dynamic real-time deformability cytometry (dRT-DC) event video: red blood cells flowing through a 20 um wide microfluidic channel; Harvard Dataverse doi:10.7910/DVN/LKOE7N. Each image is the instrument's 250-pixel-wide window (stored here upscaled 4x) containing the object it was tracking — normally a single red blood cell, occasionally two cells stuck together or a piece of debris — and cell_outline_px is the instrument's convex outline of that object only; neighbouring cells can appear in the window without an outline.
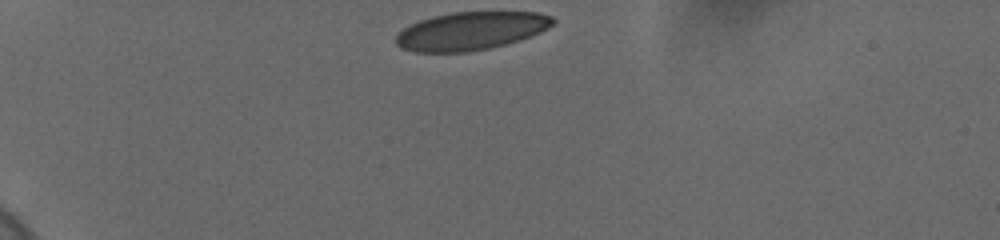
{"species": "human", "species_latin": "Homo sapiens", "temperature_condition": "cold", "stored_images_in_passage": 35, "camera_frame_rate_fps": 3000, "um_per_image_px": 0.085, "donor": {"sex": "female"}, "frame": {"image": 1, "passage_image": 1, "time_ms": 0.0, "image_size_px": [1000, 240], "cell_outline_px": [[556, 20], [548, 28], [540, 32], [520, 40], [488, 48], [468, 52], [416, 52], [400, 48], [396, 44], [396, 36], [408, 24], [432, 16], [452, 12], [540, 12], [552, 16]], "centroid_in_image_um": [40.01, 2.62], "position_along_channel_um": 45.0, "area_um2": 34.91}}
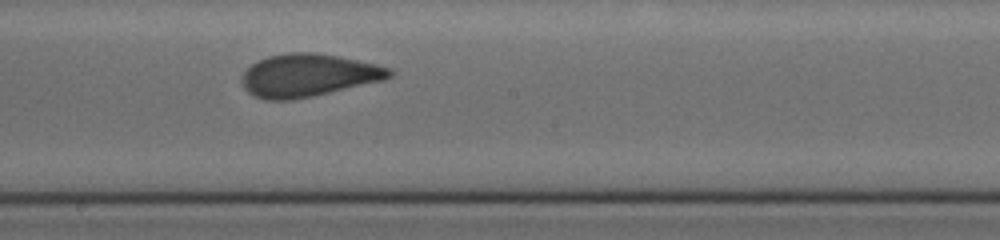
{"frame": {"image": 2, "passage_image": 20, "time_ms": 6.333, "image_size_px": [1000, 240], "cell_outline_px": [[392, 76], [384, 80], [312, 96], [292, 100], [264, 100], [252, 96], [244, 88], [240, 80], [240, 76], [256, 60], [268, 56], [292, 52], [316, 52], [340, 56], [376, 64], [392, 68]], "centroid_in_image_um": [26.17, 6.4], "position_along_channel_um": 222.0, "area_um2": 37.05}}
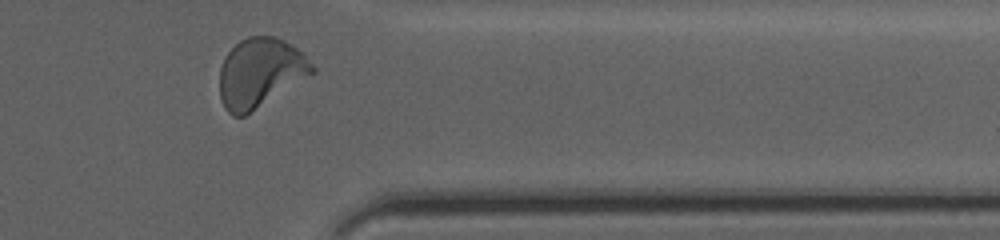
{"frame": {"image": 3, "passage_image": 34, "time_ms": 11.0, "image_size_px": [1000, 240], "cell_outline_px": [[316, 72], [244, 116], [232, 116], [224, 108], [220, 96], [220, 68], [224, 56], [240, 40], [248, 36], [276, 36], [292, 44], [304, 52], [316, 68]], "centroid_in_image_um": [22.13, 6.16], "position_along_channel_um": 389.3, "area_um2": 37.57}, "authors_computed_cell_mechanics": {"area_um2": 36.414, "velocity_mm_per_s": 3.659, "shape_relaxation_time_tau1_ms": 5.1617, "shape_relaxation_time_tau2_ms": 0.8562, "deformation_change_tau1": 0.1545, "deformation_change_tau2": 0.0641}}